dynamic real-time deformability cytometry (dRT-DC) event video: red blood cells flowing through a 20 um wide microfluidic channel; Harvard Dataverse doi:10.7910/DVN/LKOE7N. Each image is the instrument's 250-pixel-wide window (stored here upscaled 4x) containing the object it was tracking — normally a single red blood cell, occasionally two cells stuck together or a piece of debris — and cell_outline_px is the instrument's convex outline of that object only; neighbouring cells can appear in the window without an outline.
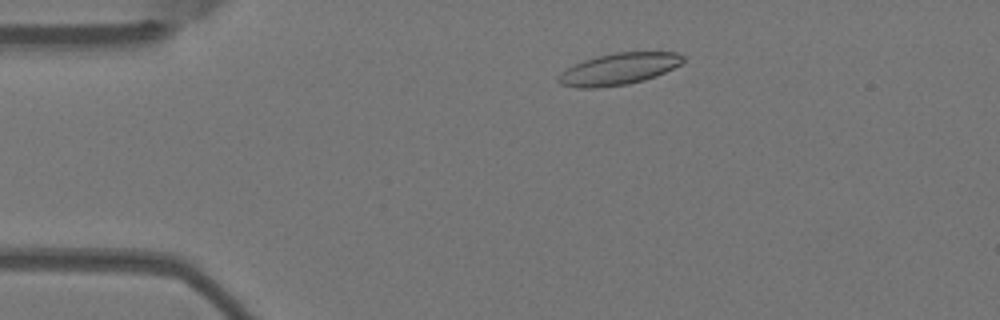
{"species": "Egyptian fruit bat (a non-hibernating species)", "species_latin": "Rousettus aegyptiacus", "temperature_condition": "warm", "stored_images_in_passage": 4, "camera_frame_rate_fps": 3000, "um_per_image_px": 0.085, "animal": {"sex": "female"}, "frame": {"image": 1, "passage_image": 3, "time_ms": 0.667, "image_size_px": [1000, 320], "cell_outline_px": [[684, 60], [680, 64], [656, 76], [644, 80], [628, 84], [600, 88], [576, 88], [560, 84], [556, 80], [556, 76], [560, 72], [584, 60], [596, 56], [616, 52], [676, 52], [684, 56]], "centroid_in_image_um": [52.55, 5.87], "position_along_channel_um": 32.4, "area_um2": 23.06}}